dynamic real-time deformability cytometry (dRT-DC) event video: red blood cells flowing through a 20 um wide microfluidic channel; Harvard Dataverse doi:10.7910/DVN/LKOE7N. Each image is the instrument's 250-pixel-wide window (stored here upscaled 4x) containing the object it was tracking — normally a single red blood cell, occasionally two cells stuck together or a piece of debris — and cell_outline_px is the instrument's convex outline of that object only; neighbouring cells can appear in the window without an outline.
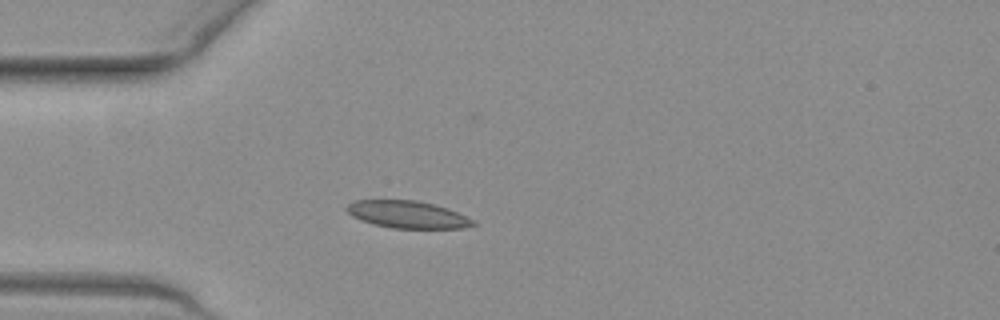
{"species": "common noctule bat (a hibernating species)", "species_latin": "Nyctalus noctula", "temperature_condition": "warm", "stored_images_in_passage": 39, "camera_frame_rate_fps": 3000, "um_per_image_px": 0.085, "animal": {"sex": "female", "body_mass_g": 19.3, "forearm_length_mm": 54.1}, "frame": {"image": 1, "passage_image": 1, "time_ms": 0.0, "image_size_px": [1000, 320], "cell_outline_px": [[476, 224], [460, 228], [392, 228], [372, 224], [360, 220], [352, 216], [344, 208], [348, 204], [356, 200], [416, 200], [448, 208], [476, 220]], "centroid_in_image_um": [34.63, 18.23], "position_along_channel_um": 50.4, "area_um2": 20.11}}
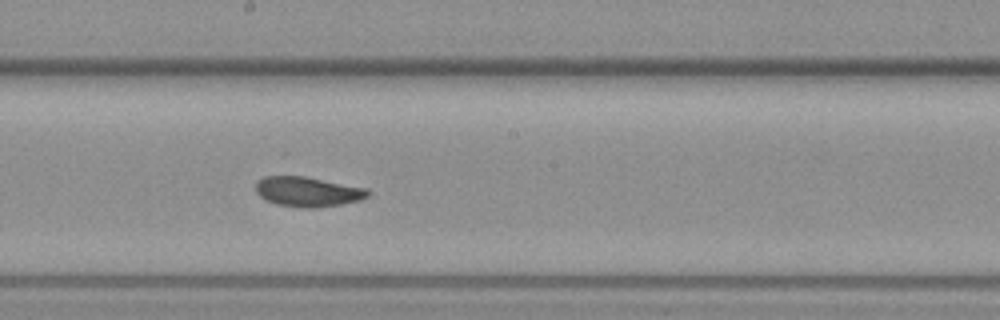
{"frame": {"image": 2, "passage_image": 15, "time_ms": 4.667, "image_size_px": [1000, 320], "cell_outline_px": [[372, 192], [368, 196], [360, 200], [340, 204], [316, 208], [300, 208], [276, 204], [264, 200], [256, 192], [256, 180], [264, 176], [304, 176], [368, 188]], "centroid_in_image_um": [26.15, 16.29], "position_along_channel_um": 222.1, "area_um2": 19.77}}
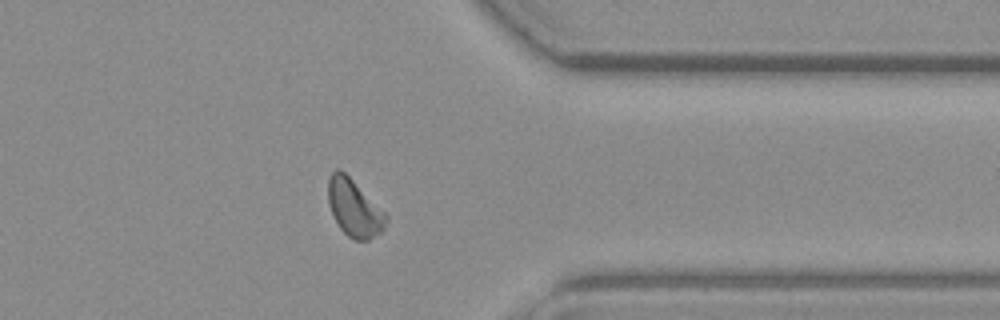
{"frame": {"image": 3, "passage_image": 28, "time_ms": 9.0, "image_size_px": [1000, 320], "cell_outline_px": [[388, 220], [384, 228], [380, 232], [368, 240], [352, 240], [340, 228], [328, 204], [328, 176], [336, 168], [340, 168], [388, 216]], "centroid_in_image_um": [30.08, 17.68], "position_along_channel_um": 381.3, "area_um2": 18.96}, "authors_computed_cell_mechanics": {"area_um2": 19.4786, "velocity_mm_per_s": 3.9141, "shape_relaxation_time_tau1_ms": 4.8864, "shape_relaxation_time_tau2_ms": 1.7383, "deformation_change_tau1": 0.1142, "deformation_change_tau2": 0.0629}}